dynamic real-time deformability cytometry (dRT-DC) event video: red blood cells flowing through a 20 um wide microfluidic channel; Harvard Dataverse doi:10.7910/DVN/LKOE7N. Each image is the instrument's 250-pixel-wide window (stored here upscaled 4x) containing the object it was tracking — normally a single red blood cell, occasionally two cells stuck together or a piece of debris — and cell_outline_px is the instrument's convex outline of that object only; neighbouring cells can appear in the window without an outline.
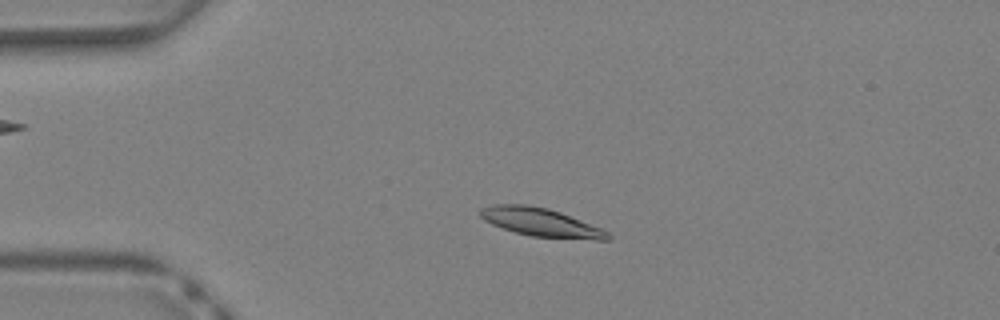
{"species": "Egyptian fruit bat (a non-hibernating species)", "species_latin": "Rousettus aegyptiacus", "temperature_condition": "warm", "stored_images_in_passage": 33, "camera_frame_rate_fps": 3000, "um_per_image_px": 0.085, "animal": {"sex": "female"}, "frame": {"image": 1, "passage_image": 2, "time_ms": 0.333, "image_size_px": [1000, 320], "cell_outline_px": [[612, 236], [608, 240], [596, 240], [532, 236], [516, 232], [492, 224], [484, 220], [480, 216], [480, 208], [492, 204], [528, 204], [548, 208], [560, 212], [600, 228], [608, 232]], "centroid_in_image_um": [45.96, 18.89], "position_along_channel_um": 39.0, "area_um2": 20.92}}
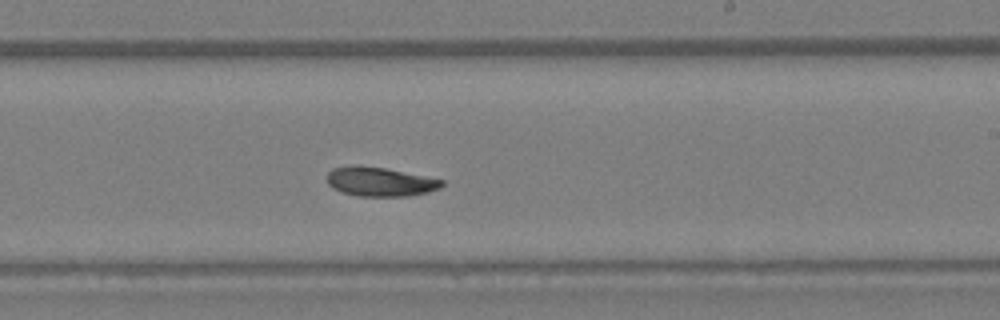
{"frame": {"image": 2, "passage_image": 17, "time_ms": 5.333, "image_size_px": [1000, 320], "cell_outline_px": [[444, 184], [440, 188], [428, 192], [408, 196], [360, 196], [344, 192], [332, 188], [328, 184], [328, 172], [332, 168], [352, 164], [384, 168], [444, 180]], "centroid_in_image_um": [32.29, 15.44], "position_along_channel_um": 256.7, "area_um2": 19.42}}
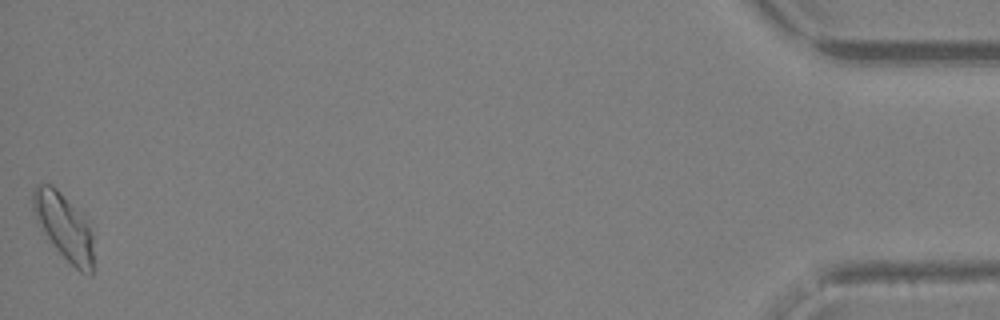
{"frame": {"image": 3, "passage_image": 33, "time_ms": 10.667, "image_size_px": [1000, 320], "cell_outline_px": [[92, 276], [88, 276], [80, 272], [56, 248], [36, 220], [32, 208], [32, 192], [40, 184], [52, 184], [56, 188], [88, 224], [92, 236]], "centroid_in_image_um": [5.42, 19.28], "position_along_channel_um": 429.8, "area_um2": 22.43}}